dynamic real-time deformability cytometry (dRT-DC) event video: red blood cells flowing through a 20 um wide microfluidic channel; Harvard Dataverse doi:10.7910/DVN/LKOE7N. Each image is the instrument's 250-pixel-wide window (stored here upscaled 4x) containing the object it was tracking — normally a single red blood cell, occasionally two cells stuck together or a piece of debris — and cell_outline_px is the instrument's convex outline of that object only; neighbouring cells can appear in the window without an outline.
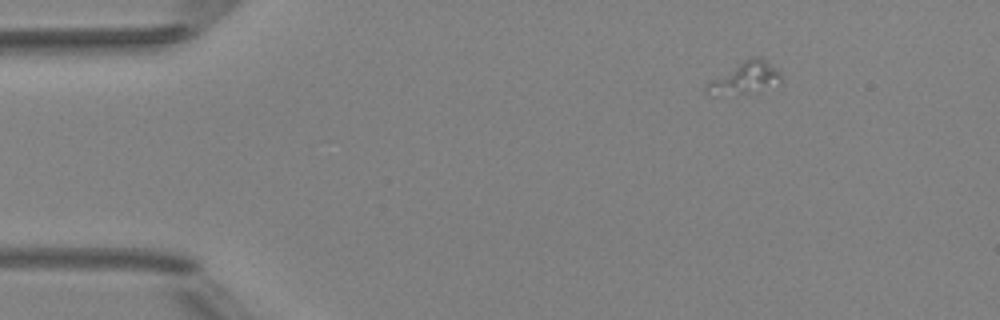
{"species": "Egyptian fruit bat (a non-hibernating species)", "species_latin": "Rousettus aegyptiacus", "temperature_condition": "room temperature", "stored_images_in_passage": 4, "camera_frame_rate_fps": 3000, "um_per_image_px": 0.085, "animal": {"sex": "female"}, "frame": {"image": 1, "passage_image": 1, "time_ms": 0.0, "image_size_px": [1000, 320], "cell_outline_px": [[780, 80], [748, 92], [704, 92], [704, 88], [712, 80], [744, 60], [752, 56], [756, 56], [764, 60], [776, 68], [780, 72]], "centroid_in_image_um": [63.33, 6.54], "position_along_channel_um": 21.7, "area_um2": 12.2}}